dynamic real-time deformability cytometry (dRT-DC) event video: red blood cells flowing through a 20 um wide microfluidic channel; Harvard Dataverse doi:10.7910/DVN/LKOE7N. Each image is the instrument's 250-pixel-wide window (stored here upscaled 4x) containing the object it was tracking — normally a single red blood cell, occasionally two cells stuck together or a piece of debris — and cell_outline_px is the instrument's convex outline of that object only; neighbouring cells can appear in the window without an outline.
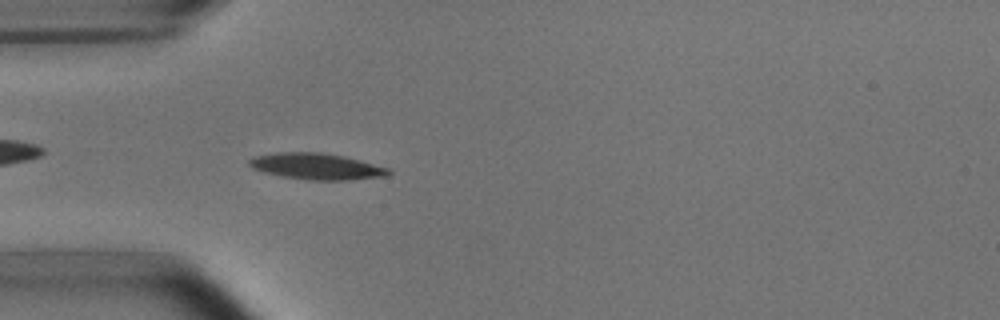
{"species": "common noctule bat (a hibernating species)", "species_latin": "Nyctalus noctula", "temperature_condition": "room temperature", "stored_images_in_passage": 52, "camera_frame_rate_fps": 3000, "um_per_image_px": 0.085, "animal": {"sex": "male", "body_mass_g": 15.6}, "frame": {"image": 1, "passage_image": 15, "time_ms": 4.667, "image_size_px": [1000, 320], "cell_outline_px": [[392, 172], [388, 176], [348, 180], [308, 180], [280, 176], [264, 172], [252, 168], [248, 164], [248, 160], [256, 156], [276, 152], [320, 152], [344, 156], [388, 168]], "centroid_in_image_um": [26.89, 14.14], "position_along_channel_um": 58.1, "area_um2": 21.33}}
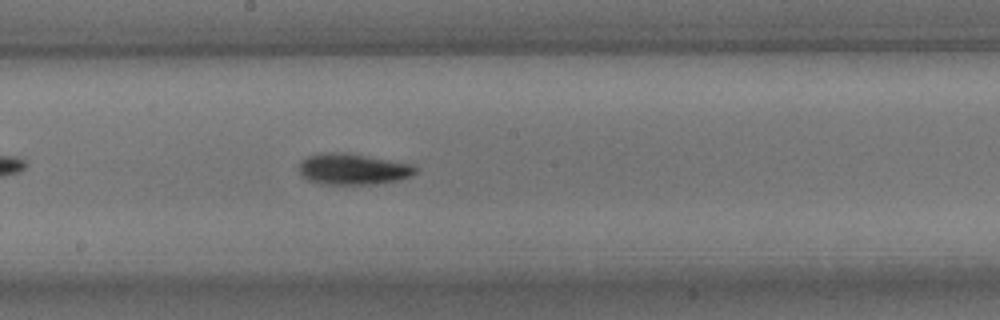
{"frame": {"image": 2, "passage_image": 28, "time_ms": 9.0, "image_size_px": [1000, 320], "cell_outline_px": [[420, 168], [412, 176], [400, 180], [372, 184], [320, 184], [308, 180], [300, 172], [300, 160], [308, 156], [324, 152], [348, 152], [412, 164]], "centroid_in_image_um": [30.04, 14.36], "position_along_channel_um": 218.2, "area_um2": 21.33}}
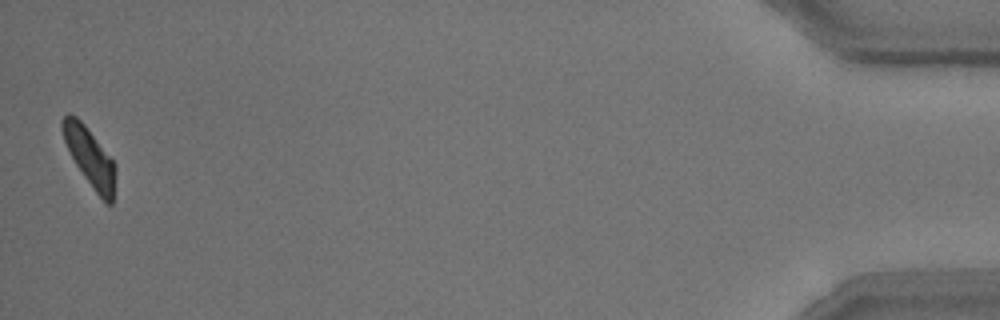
{"frame": {"image": 3, "passage_image": 52, "time_ms": 17.0, "image_size_px": [1000, 320], "cell_outline_px": [[116, 172], [112, 204], [104, 204], [84, 176], [76, 164], [64, 140], [60, 124], [60, 120], [68, 112], [76, 116], [84, 124], [112, 156], [116, 164]], "centroid_in_image_um": [7.66, 13.35], "position_along_channel_um": 427.5, "area_um2": 18.32}, "authors_computed_cell_mechanics": {"area_um2": 19.652, "velocity_mm_per_s": 3.7591, "shape_relaxation_time_tau1_ms": 3.5707, "shape_relaxation_time_tau2_ms": 5.2697, "deformation_change_tau1": 0.1447, "deformation_change_tau2": 0.112}}